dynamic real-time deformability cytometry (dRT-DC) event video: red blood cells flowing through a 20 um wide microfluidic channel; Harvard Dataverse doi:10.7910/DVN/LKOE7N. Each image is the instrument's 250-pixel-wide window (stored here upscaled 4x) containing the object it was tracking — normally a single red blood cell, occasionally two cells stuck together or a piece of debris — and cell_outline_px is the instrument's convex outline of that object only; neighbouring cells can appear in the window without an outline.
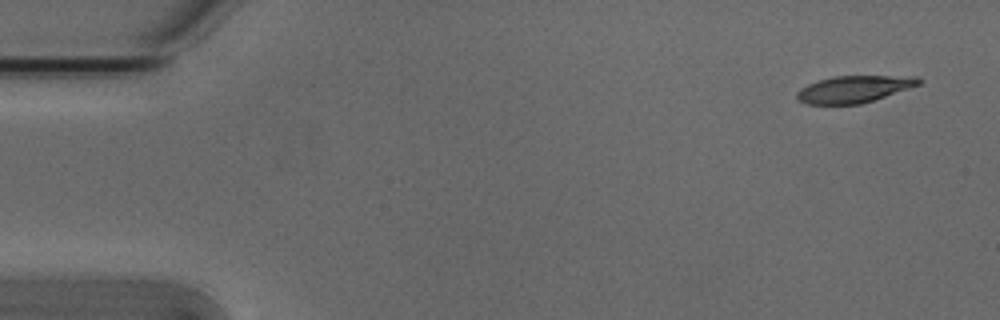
{"species": "Egyptian fruit bat (a non-hibernating species)", "species_latin": "Rousettus aegyptiacus", "temperature_condition": "cold", "stored_images_in_passage": 4, "camera_frame_rate_fps": 3000, "um_per_image_px": 0.085, "animal": {"sex": "male"}, "frame": {"image": 1, "passage_image": 1, "time_ms": 0.0, "image_size_px": [1000, 320], "cell_outline_px": [[920, 84], [860, 104], [804, 104], [796, 100], [796, 92], [800, 88], [808, 84], [820, 80], [836, 76], [916, 76], [920, 80]], "centroid_in_image_um": [72.51, 7.58], "position_along_channel_um": 12.5, "area_um2": 18.84}}